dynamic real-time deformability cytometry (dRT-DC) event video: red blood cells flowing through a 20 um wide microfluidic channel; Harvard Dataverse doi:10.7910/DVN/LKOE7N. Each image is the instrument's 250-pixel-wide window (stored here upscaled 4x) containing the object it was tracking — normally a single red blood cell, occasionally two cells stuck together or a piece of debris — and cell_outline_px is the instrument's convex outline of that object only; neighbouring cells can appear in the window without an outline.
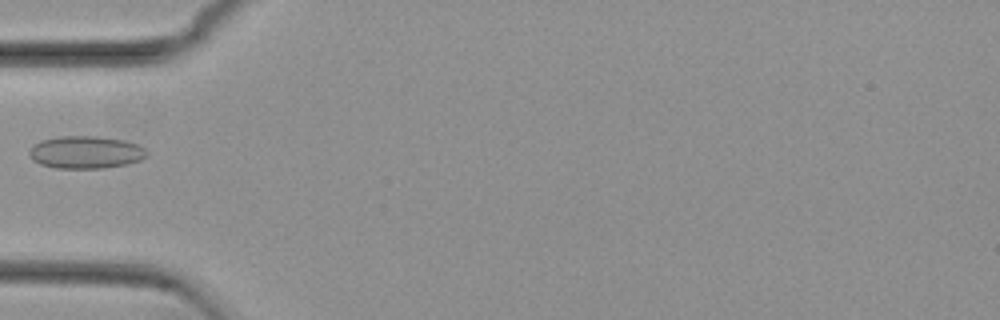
{"species": "common noctule bat (a hibernating species)", "species_latin": "Nyctalus noctula", "temperature_condition": "cold", "stored_images_in_passage": 28, "camera_frame_rate_fps": 3000, "um_per_image_px": 0.085, "animal": {"sex": "female", "body_mass_g": 29.2, "forearm_length_mm": 56.3}, "frame": {"image": 1, "passage_image": 1, "time_ms": 0.0, "image_size_px": [1000, 320], "cell_outline_px": [[148, 156], [140, 160], [124, 164], [104, 168], [56, 168], [40, 164], [32, 160], [28, 152], [40, 140], [60, 136], [96, 136], [124, 140], [136, 144], [144, 148], [148, 152]], "centroid_in_image_um": [7.29, 12.94], "position_along_channel_um": 77.7, "area_um2": 22.2}}
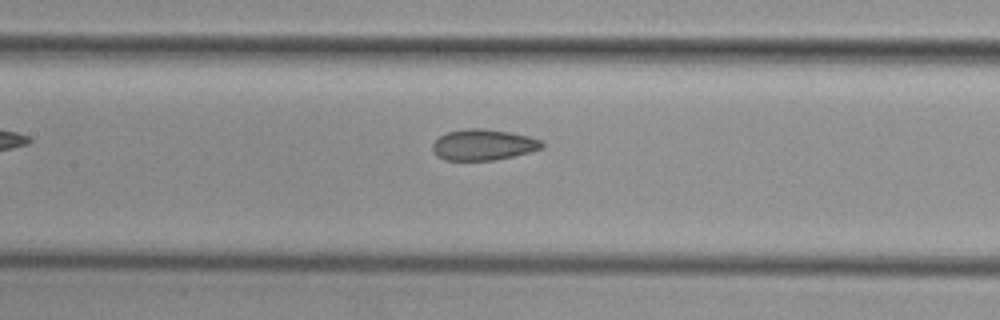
{"frame": {"image": 2, "passage_image": 8, "time_ms": 2.333, "image_size_px": [1000, 320], "cell_outline_px": [[544, 148], [512, 156], [492, 160], [444, 160], [436, 156], [432, 148], [432, 144], [440, 136], [448, 132], [464, 128], [484, 128], [512, 132], [528, 136], [540, 140], [544, 144]], "centroid_in_image_um": [41.06, 12.29], "position_along_channel_um": 166.3, "area_um2": 19.77}}
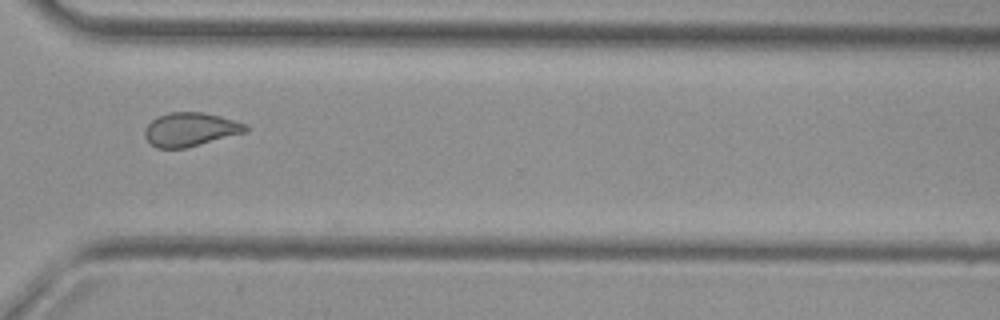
{"frame": {"image": 3, "passage_image": 23, "time_ms": 7.333, "image_size_px": [1000, 320], "cell_outline_px": [[248, 132], [184, 148], [156, 148], [144, 136], [144, 128], [152, 120], [168, 112], [204, 112], [220, 116], [248, 124]], "centroid_in_image_um": [16.2, 10.99], "position_along_channel_um": 354.4, "area_um2": 19.83}}